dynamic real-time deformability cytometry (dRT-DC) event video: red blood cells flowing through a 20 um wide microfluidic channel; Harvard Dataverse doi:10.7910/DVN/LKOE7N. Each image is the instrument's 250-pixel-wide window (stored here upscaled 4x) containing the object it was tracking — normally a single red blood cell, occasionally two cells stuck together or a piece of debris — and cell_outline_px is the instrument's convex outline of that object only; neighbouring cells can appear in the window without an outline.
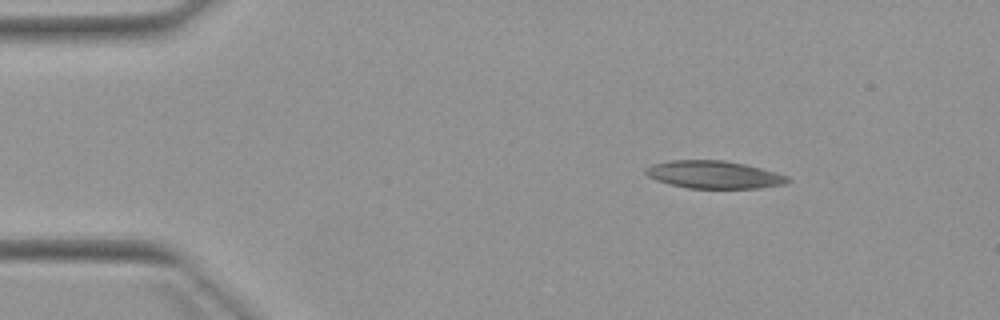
{"species": "Egyptian fruit bat (a non-hibernating species)", "species_latin": "Rousettus aegyptiacus", "temperature_condition": "warm", "stored_images_in_passage": 4, "camera_frame_rate_fps": 3000, "um_per_image_px": 0.085, "animal": {"sex": "female"}, "frame": {"image": 1, "passage_image": 1, "time_ms": 0.0, "image_size_px": [1000, 320], "cell_outline_px": [[792, 180], [788, 184], [756, 188], [688, 188], [656, 180], [648, 176], [644, 172], [644, 168], [652, 164], [672, 160], [724, 160], [744, 164], [776, 172], [788, 176]], "centroid_in_image_um": [60.71, 14.84], "position_along_channel_um": 24.3, "area_um2": 22.89}}
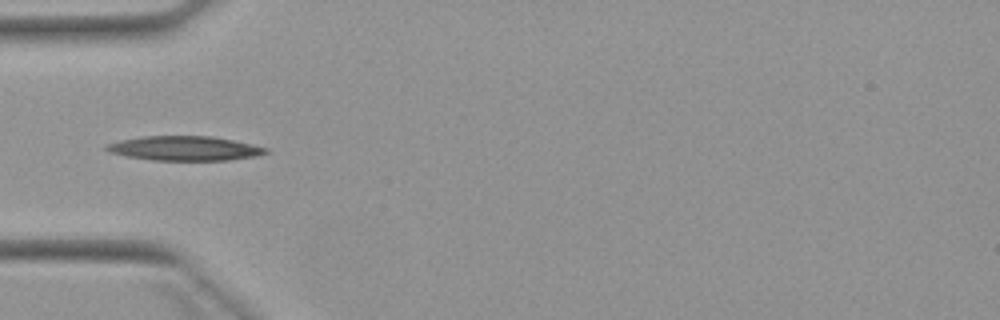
{"frame": {"image": 2, "passage_image": 3, "time_ms": 3.0, "image_size_px": [1000, 320], "cell_outline_px": [[272, 152], [256, 156], [228, 160], [152, 160], [128, 156], [108, 152], [104, 148], [104, 144], [120, 140], [140, 136], [212, 136], [252, 144], [268, 148]], "centroid_in_image_um": [15.69, 12.6], "position_along_channel_um": 69.3, "area_um2": 22.83}}